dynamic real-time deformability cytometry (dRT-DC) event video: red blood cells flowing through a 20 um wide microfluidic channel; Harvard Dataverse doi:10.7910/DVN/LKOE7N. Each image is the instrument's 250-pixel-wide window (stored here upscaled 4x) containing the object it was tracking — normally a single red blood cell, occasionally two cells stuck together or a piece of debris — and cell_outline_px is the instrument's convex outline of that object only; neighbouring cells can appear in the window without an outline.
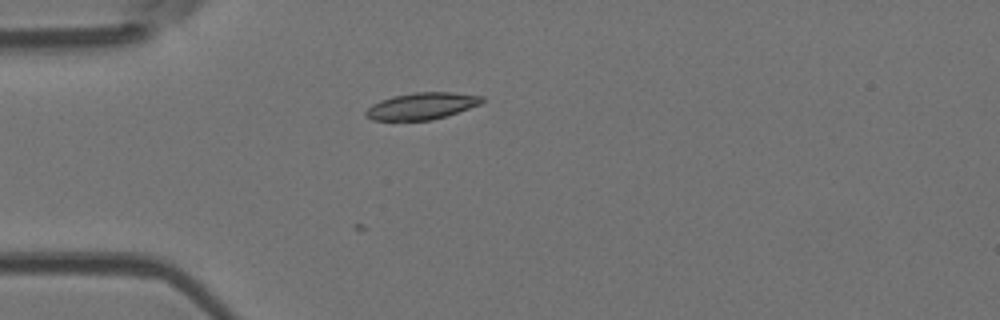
{"species": "Egyptian fruit bat (a non-hibernating species)", "species_latin": "Rousettus aegyptiacus", "temperature_condition": "room temperature", "stored_images_in_passage": 32, "camera_frame_rate_fps": 3000, "um_per_image_px": 0.085, "animal": {"sex": "female"}, "frame": {"image": 1, "passage_image": 1, "time_ms": 0.0, "image_size_px": [1000, 320], "cell_outline_px": [[484, 100], [480, 104], [432, 120], [372, 120], [364, 116], [364, 112], [372, 104], [380, 100], [392, 96], [416, 92], [452, 92], [484, 96]], "centroid_in_image_um": [35.81, 9.0], "position_along_channel_um": 49.2, "area_um2": 18.03}}
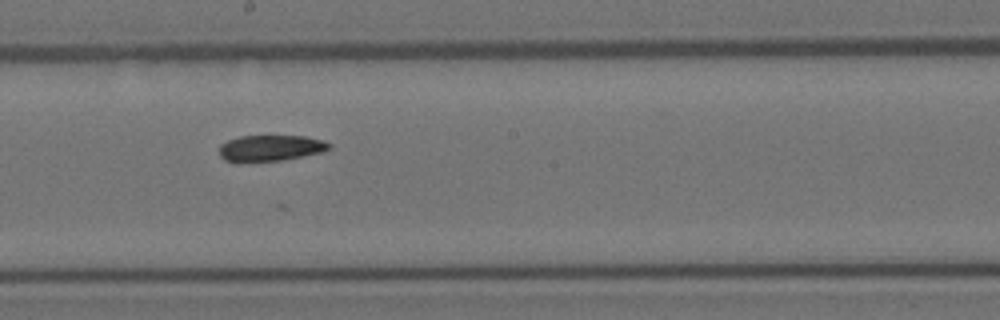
{"frame": {"image": 2, "passage_image": 16, "time_ms": 5.0, "image_size_px": [1000, 320], "cell_outline_px": [[332, 148], [324, 152], [284, 160], [236, 164], [224, 160], [220, 156], [220, 144], [228, 140], [240, 136], [304, 136], [324, 140], [332, 144]], "centroid_in_image_um": [22.99, 12.62], "position_along_channel_um": 225.2, "area_um2": 17.34}}
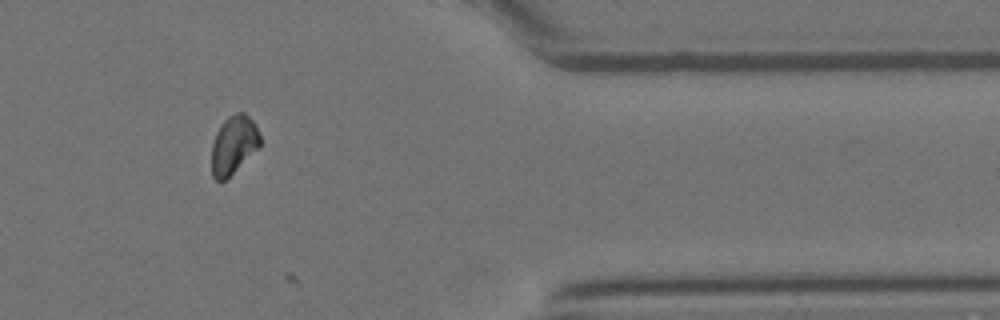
{"frame": {"image": 3, "passage_image": 31, "time_ms": 10.0, "image_size_px": [1000, 320], "cell_outline_px": [[260, 148], [224, 180], [216, 180], [212, 176], [212, 144], [216, 132], [220, 124], [228, 116], [236, 112], [244, 112], [256, 124], [260, 136]], "centroid_in_image_um": [19.87, 12.28], "position_along_channel_um": 391.5, "area_um2": 16.53}}